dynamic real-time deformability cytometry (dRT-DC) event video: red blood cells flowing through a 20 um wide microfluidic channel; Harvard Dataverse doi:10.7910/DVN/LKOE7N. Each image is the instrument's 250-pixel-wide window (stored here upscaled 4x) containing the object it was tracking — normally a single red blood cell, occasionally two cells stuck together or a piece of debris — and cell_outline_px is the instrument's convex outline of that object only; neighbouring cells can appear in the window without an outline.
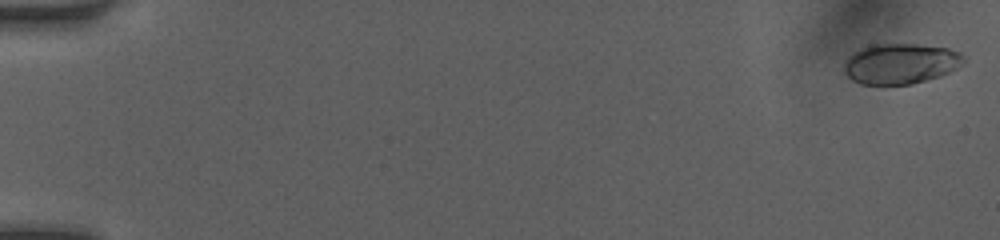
{"species": "human", "species_latin": "Homo sapiens", "temperature_condition": "room temperature", "stored_images_in_passage": 50, "camera_frame_rate_fps": 3000, "um_per_image_px": 0.085, "donor": {"sex": "female"}, "frame": {"image": 1, "passage_image": 1, "time_ms": 0.0, "image_size_px": [1000, 240], "cell_outline_px": [[964, 60], [956, 68], [940, 76], [912, 84], [860, 84], [852, 80], [844, 72], [844, 64], [848, 56], [872, 44], [916, 44], [948, 48], [960, 52], [964, 56]], "centroid_in_image_um": [76.54, 5.41], "position_along_channel_um": 8.5, "area_um2": 27.98}}
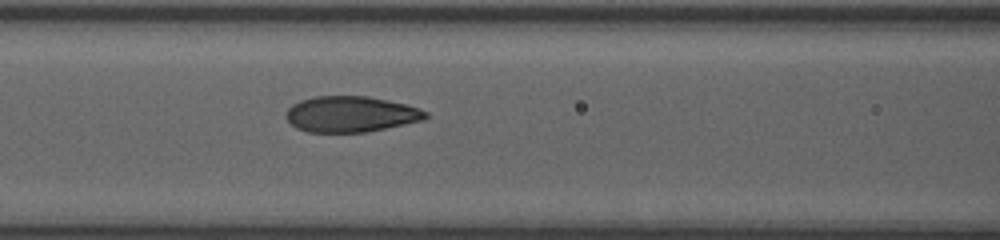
{"frame": {"image": 2, "passage_image": 23, "time_ms": 7.333, "image_size_px": [1000, 240], "cell_outline_px": [[428, 116], [424, 120], [368, 132], [308, 132], [296, 128], [284, 116], [284, 112], [292, 104], [300, 100], [316, 96], [368, 96], [404, 104], [420, 108], [428, 112]], "centroid_in_image_um": [29.8, 9.7], "position_along_channel_um": 136.8, "area_um2": 29.3}}
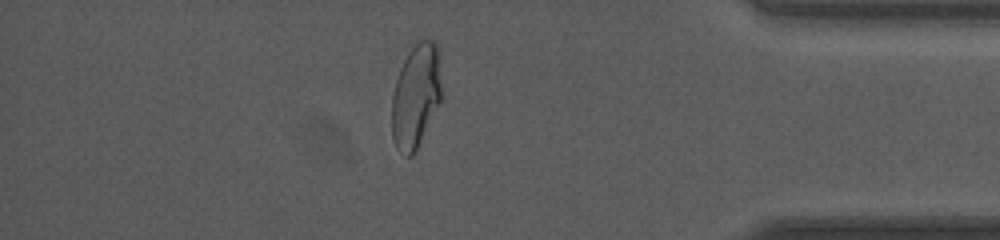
{"frame": {"image": 3, "passage_image": 44, "time_ms": 14.333, "image_size_px": [1000, 240], "cell_outline_px": [[444, 96], [416, 152], [412, 156], [408, 156], [396, 148], [392, 136], [392, 92], [400, 68], [408, 52], [420, 40], [436, 40], [440, 48]], "centroid_in_image_um": [35.42, 8.12], "position_along_channel_um": 399.8, "area_um2": 31.27}, "authors_computed_cell_mechanics": {"area_um2": 29.3624, "velocity_mm_per_s": 4.1567, "shape_relaxation_time_tau1_ms": 4.8486, "shape_relaxation_time_tau2_ms": null, "deformation_change_tau1": 0.2099, "deformation_change_tau2": null}}